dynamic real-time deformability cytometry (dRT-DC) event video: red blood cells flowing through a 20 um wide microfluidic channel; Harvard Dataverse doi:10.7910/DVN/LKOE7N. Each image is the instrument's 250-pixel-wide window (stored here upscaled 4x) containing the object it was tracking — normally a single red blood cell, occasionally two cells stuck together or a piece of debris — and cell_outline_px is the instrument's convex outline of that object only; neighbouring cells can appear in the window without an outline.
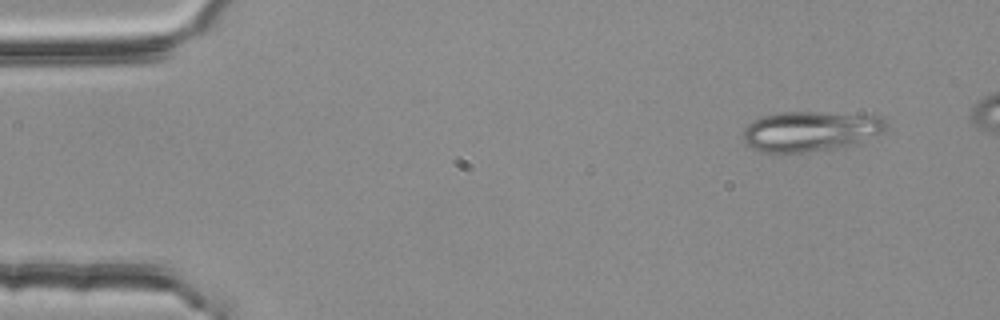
{"species": "common noctule bat (a hibernating species)", "species_latin": "Nyctalus noctula", "temperature_condition": "room temperature", "stored_images_in_passage": 4, "camera_frame_rate_fps": 3000, "um_per_image_px": 0.085, "animal": {"sex": "female", "body_mass_g": 25.1}, "frame": {"image": 1, "passage_image": 1, "time_ms": 0.0, "image_size_px": [1000, 320], "cell_outline_px": [[888, 128], [880, 132], [844, 148], [780, 156], [760, 152], [752, 148], [740, 136], [744, 128], [748, 124], [764, 116], [784, 112], [820, 112], [880, 116], [888, 124]], "centroid_in_image_um": [68.81, 11.21], "position_along_channel_um": 16.2, "area_um2": 34.16}}